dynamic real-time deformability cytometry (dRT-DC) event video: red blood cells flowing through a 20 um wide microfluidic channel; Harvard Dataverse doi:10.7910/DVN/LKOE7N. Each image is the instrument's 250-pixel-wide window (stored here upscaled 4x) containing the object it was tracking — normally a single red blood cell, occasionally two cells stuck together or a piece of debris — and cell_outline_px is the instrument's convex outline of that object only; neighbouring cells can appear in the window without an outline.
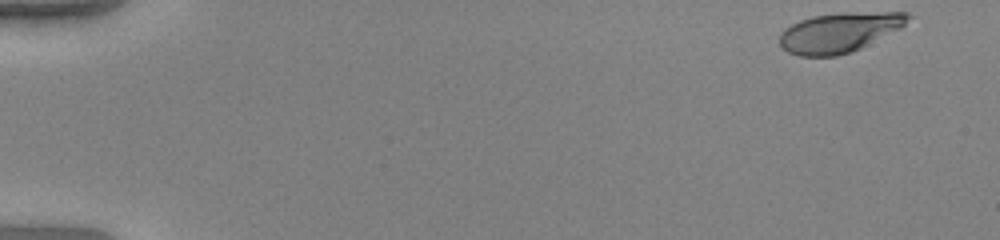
{"species": "human", "species_latin": "Homo sapiens", "temperature_condition": "warm", "stored_images_in_passage": 51, "camera_frame_rate_fps": 3000, "um_per_image_px": 0.085, "donor": {"sex": "female"}, "frame": {"image": 1, "passage_image": 1, "time_ms": 0.0, "image_size_px": [1000, 240], "cell_outline_px": [[912, 16], [900, 28], [852, 52], [836, 56], [800, 56], [788, 52], [780, 44], [780, 32], [784, 28], [800, 20], [812, 16], [844, 12], [908, 12]], "centroid_in_image_um": [71.33, 2.74], "position_along_channel_um": 13.7, "area_um2": 29.65}}
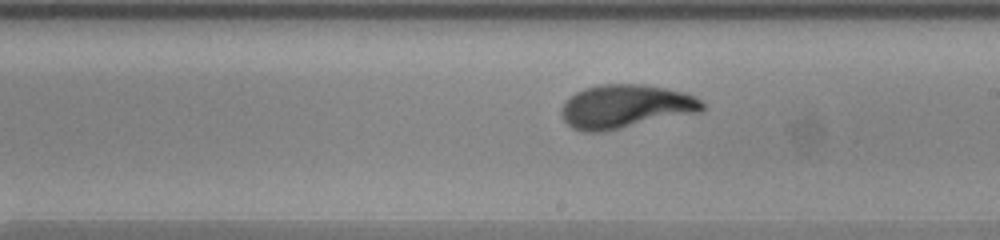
{"frame": {"image": 2, "passage_image": 30, "time_ms": 9.667, "image_size_px": [1000, 240], "cell_outline_px": [[704, 108], [700, 112], [604, 132], [584, 132], [572, 128], [564, 120], [560, 112], [560, 108], [564, 100], [568, 96], [584, 88], [600, 84], [644, 84], [684, 92], [696, 96], [704, 104]], "centroid_in_image_um": [53.13, 9.05], "position_along_channel_um": 235.9, "area_um2": 36.18}}
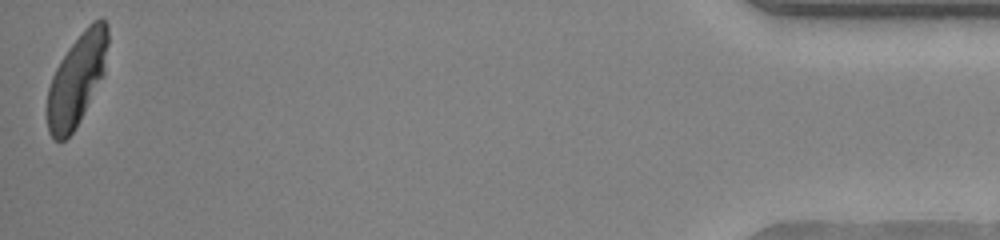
{"frame": {"image": 3, "passage_image": 51, "time_ms": 16.667, "image_size_px": [1000, 240], "cell_outline_px": [[108, 44], [104, 76], [80, 120], [72, 132], [64, 140], [56, 140], [48, 132], [48, 88], [52, 76], [60, 60], [68, 48], [84, 28], [92, 20], [100, 16], [108, 24]], "centroid_in_image_um": [6.56, 6.7], "position_along_channel_um": 428.6, "area_um2": 32.43}, "authors_computed_cell_mechanics": {"area_um2": 33.4662, "velocity_mm_per_s": 3.9354, "shape_relaxation_time_tau1_ms": 4.0423, "shape_relaxation_time_tau2_ms": null, "deformation_change_tau1": 0.2252, "deformation_change_tau2": null}}